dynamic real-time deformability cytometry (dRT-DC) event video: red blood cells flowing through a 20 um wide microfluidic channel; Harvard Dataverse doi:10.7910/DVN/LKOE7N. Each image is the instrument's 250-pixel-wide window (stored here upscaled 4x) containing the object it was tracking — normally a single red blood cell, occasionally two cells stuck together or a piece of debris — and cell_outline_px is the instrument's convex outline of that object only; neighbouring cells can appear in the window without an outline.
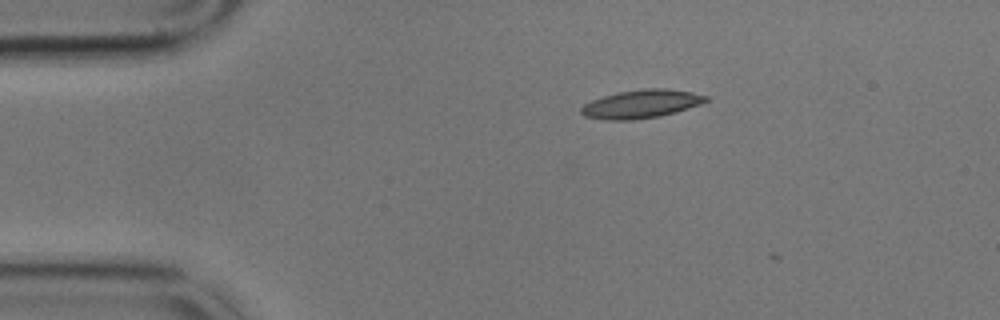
{"species": "common noctule bat (a hibernating species)", "species_latin": "Nyctalus noctula", "temperature_condition": "cold", "stored_images_in_passage": 5, "camera_frame_rate_fps": 3000, "um_per_image_px": 0.085, "animal": {"sex": "male", "body_mass_g": 17.9}, "frame": {"image": 1, "passage_image": 2, "time_ms": 0.333, "image_size_px": [1000, 320], "cell_outline_px": [[708, 100], [700, 104], [676, 112], [660, 116], [632, 120], [604, 120], [584, 116], [580, 112], [580, 108], [584, 104], [592, 100], [616, 92], [644, 88], [664, 88], [692, 92], [708, 96]], "centroid_in_image_um": [54.48, 8.84], "position_along_channel_um": 30.5, "area_um2": 20.69}}